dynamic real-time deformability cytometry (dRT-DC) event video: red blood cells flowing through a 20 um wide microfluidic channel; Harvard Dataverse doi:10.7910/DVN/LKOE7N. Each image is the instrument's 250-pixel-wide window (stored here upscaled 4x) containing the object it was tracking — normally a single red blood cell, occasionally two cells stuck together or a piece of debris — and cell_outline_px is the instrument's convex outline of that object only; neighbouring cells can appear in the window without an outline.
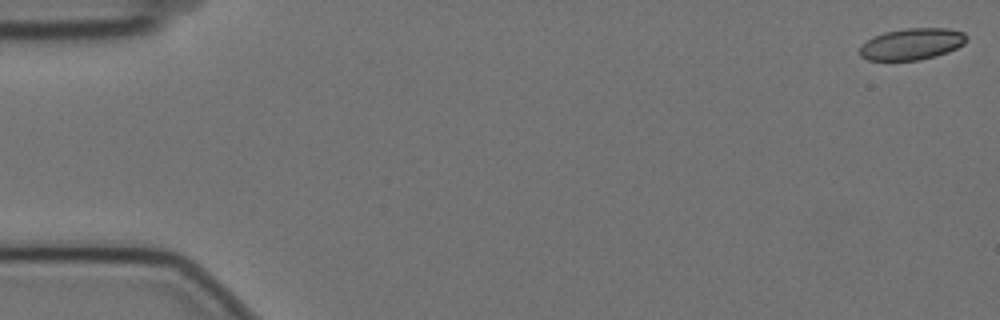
{"species": "Egyptian fruit bat (a non-hibernating species)", "species_latin": "Rousettus aegyptiacus", "temperature_condition": "cold", "stored_images_in_passage": 58, "camera_frame_rate_fps": 3000, "um_per_image_px": 0.085, "animal": {"sex": "female"}, "frame": {"image": 1, "passage_image": 1, "time_ms": 0.0, "image_size_px": [1000, 320], "cell_outline_px": [[968, 40], [964, 44], [948, 52], [936, 56], [920, 60], [868, 60], [860, 56], [860, 48], [872, 36], [884, 32], [904, 28], [948, 28], [964, 32], [968, 36]], "centroid_in_image_um": [77.55, 3.73], "position_along_channel_um": 7.5, "area_um2": 19.77}}
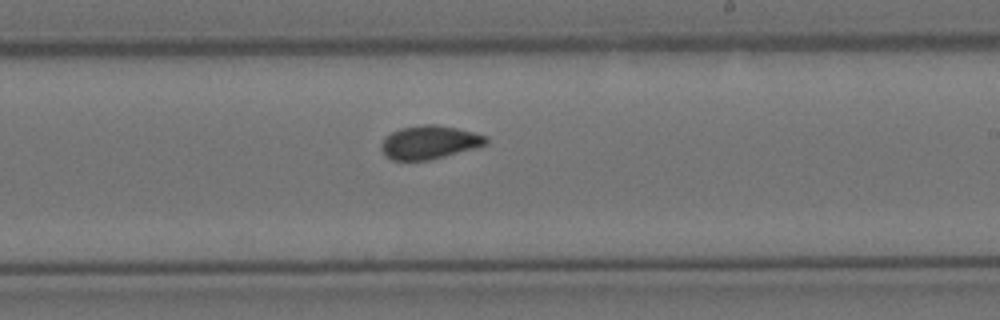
{"frame": {"image": 2, "passage_image": 34, "time_ms": 11.0, "image_size_px": [1000, 320], "cell_outline_px": [[488, 144], [444, 156], [428, 160], [392, 160], [384, 156], [380, 148], [380, 144], [384, 136], [400, 128], [424, 124], [436, 124], [456, 128], [488, 136]], "centroid_in_image_um": [36.45, 12.09], "position_along_channel_um": 252.5, "area_um2": 20.46}}
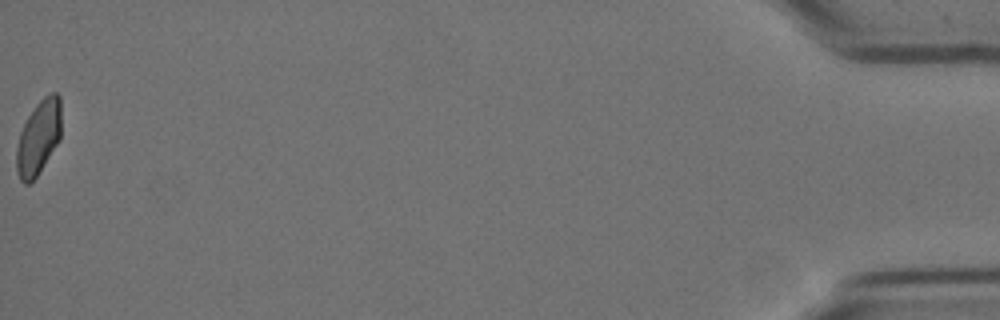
{"frame": {"image": 3, "passage_image": 58, "time_ms": 19.0, "image_size_px": [1000, 320], "cell_outline_px": [[60, 140], [36, 176], [28, 184], [24, 184], [20, 180], [16, 168], [16, 148], [20, 132], [28, 116], [36, 104], [48, 92], [56, 92], [60, 96]], "centroid_in_image_um": [3.27, 11.66], "position_along_channel_um": 431.9, "area_um2": 19.31}, "authors_computed_cell_mechanics": {"area_um2": 20.3167, "velocity_mm_per_s": 3.5042, "shape_relaxation_time_tau1_ms": null, "shape_relaxation_time_tau2_ms": 1.0409, "deformation_change_tau1": null, "deformation_change_tau2": 0.0432}}